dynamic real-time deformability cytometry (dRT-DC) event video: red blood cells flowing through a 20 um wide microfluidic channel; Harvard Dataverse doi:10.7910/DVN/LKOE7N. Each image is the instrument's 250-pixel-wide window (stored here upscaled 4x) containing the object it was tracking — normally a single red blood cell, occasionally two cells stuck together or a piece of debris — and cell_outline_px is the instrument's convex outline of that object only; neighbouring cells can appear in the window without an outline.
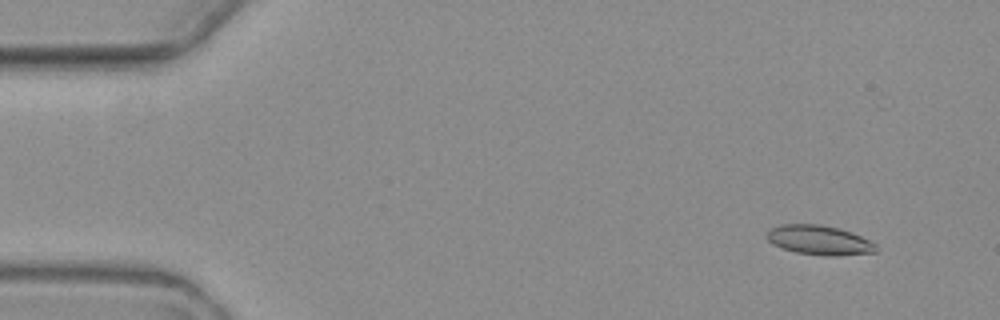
{"species": "common noctule bat (a hibernating species)", "species_latin": "Nyctalus noctula", "temperature_condition": "warm", "stored_images_in_passage": 5, "segment_of_instrument_passage": [2, 2], "camera_frame_rate_fps": 3000, "um_per_image_px": 0.085, "animal": {"sex": "female", "body_mass_g": 19.3, "forearm_length_mm": 54.1}, "frame": {"image": 1, "passage_image": 5, "time_ms": 5.667, "image_size_px": [1000, 320], "cell_outline_px": [[876, 252], [836, 256], [820, 256], [796, 252], [772, 244], [768, 240], [768, 232], [772, 228], [784, 224], [820, 224], [836, 228], [860, 236], [876, 244]], "centroid_in_image_um": [69.64, 20.43], "position_along_channel_um": 15.4, "area_um2": 18.44}}